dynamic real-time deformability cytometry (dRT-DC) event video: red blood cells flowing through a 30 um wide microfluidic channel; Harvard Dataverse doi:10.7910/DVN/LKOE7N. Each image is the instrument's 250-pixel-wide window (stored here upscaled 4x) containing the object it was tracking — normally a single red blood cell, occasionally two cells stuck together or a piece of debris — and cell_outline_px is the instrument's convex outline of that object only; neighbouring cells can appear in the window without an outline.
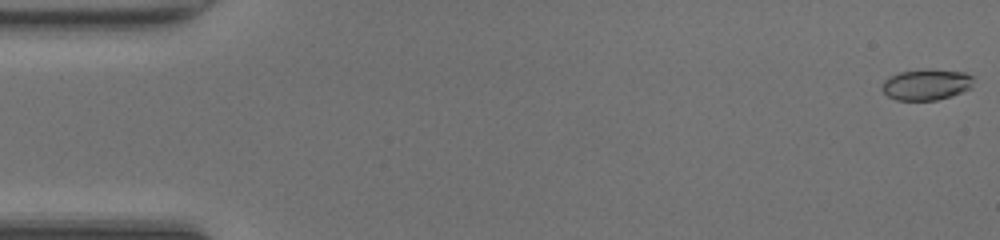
{"species": "common noctule bat (a hibernating species)", "species_latin": "Nyctalus noctula", "temperature_condition": "room temperature", "stored_images_in_passage": 4, "camera_frame_rate_fps": 3000, "um_per_image_px": 0.085, "animal": {"sex": "female", "body_mass_g": 20.0, "forearm_length_mm": 54.0}, "frame": {"image": 1, "passage_image": 1, "time_ms": 0.0, "image_size_px": [1000, 240], "cell_outline_px": [[972, 88], [952, 96], [936, 100], [896, 100], [888, 96], [880, 88], [884, 80], [888, 76], [900, 72], [964, 72], [972, 76]], "centroid_in_image_um": [78.7, 7.25], "position_along_channel_um": 6.3, "area_um2": 15.84}}